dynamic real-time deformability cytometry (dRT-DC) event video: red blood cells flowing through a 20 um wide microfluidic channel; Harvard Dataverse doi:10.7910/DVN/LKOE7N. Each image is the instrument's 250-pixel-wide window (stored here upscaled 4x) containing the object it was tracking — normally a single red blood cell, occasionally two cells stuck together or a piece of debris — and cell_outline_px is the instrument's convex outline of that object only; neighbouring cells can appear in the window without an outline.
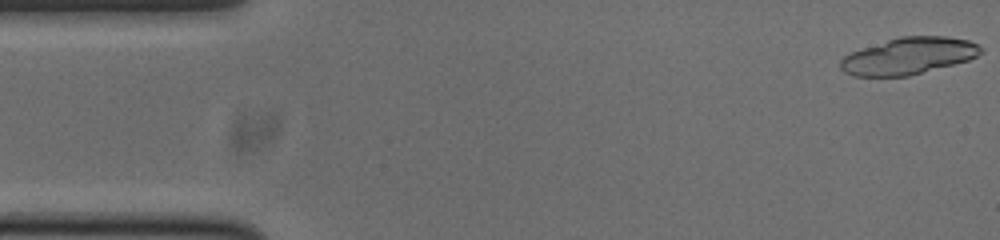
{"species": "common noctule bat (a hibernating species)", "species_latin": "Nyctalus noctula", "temperature_condition": "cold", "stored_images_in_passage": 16, "camera_frame_rate_fps": 3000, "um_per_image_px": 0.085, "animal": {"sex": "male", "body_mass_g": 20.0, "forearm_length_mm": 53.3}, "frame": {"image": 1, "passage_image": 1, "time_ms": 0.0, "image_size_px": [1000, 240], "cell_outline_px": [[984, 52], [968, 60], [908, 76], [852, 76], [844, 72], [840, 68], [840, 60], [844, 56], [852, 52], [900, 36], [948, 36], [968, 40], [984, 48]], "centroid_in_image_um": [77.25, 4.76], "position_along_channel_um": 7.8, "area_um2": 29.88}}